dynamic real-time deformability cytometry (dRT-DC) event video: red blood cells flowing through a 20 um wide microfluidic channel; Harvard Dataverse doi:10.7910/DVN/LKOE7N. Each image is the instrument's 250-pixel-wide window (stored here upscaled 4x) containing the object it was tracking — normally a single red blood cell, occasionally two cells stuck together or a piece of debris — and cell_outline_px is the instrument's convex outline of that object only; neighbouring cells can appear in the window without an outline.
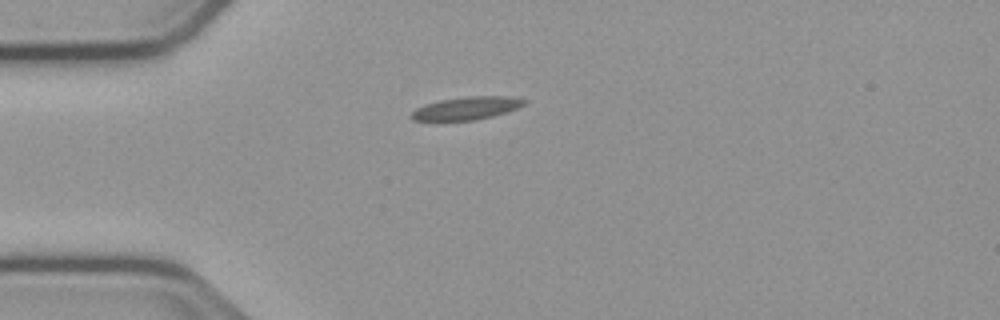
{"species": "common noctule bat (a hibernating species)", "species_latin": "Nyctalus noctula", "temperature_condition": "cold", "stored_images_in_passage": 41, "camera_frame_rate_fps": 3000, "um_per_image_px": 0.085, "animal": {"sex": "male", "body_mass_g": 23.1, "forearm_length_mm": 52.7}, "frame": {"image": 1, "passage_image": 1, "time_ms": 0.0, "image_size_px": [1000, 320], "cell_outline_px": [[528, 100], [524, 104], [516, 108], [492, 116], [476, 120], [412, 120], [408, 116], [416, 108], [424, 104], [440, 100], [468, 96], [508, 96]], "centroid_in_image_um": [39.62, 9.19], "position_along_channel_um": 45.4, "area_um2": 14.91}}
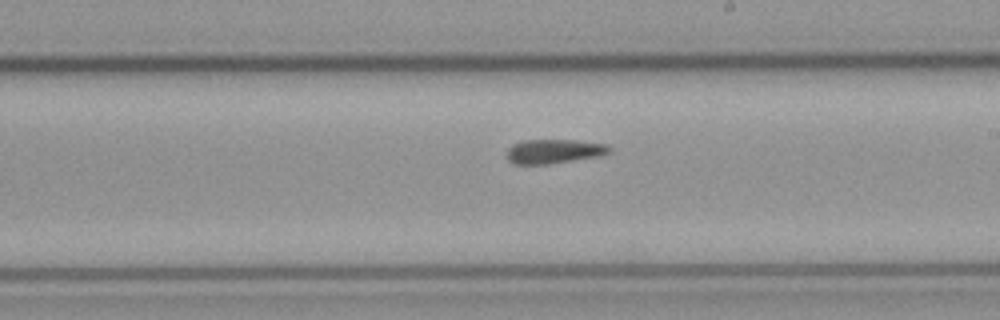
{"frame": {"image": 2, "passage_image": 18, "time_ms": 5.667, "image_size_px": [1000, 320], "cell_outline_px": [[612, 152], [604, 156], [548, 164], [516, 164], [508, 160], [508, 148], [512, 144], [524, 140], [576, 140], [608, 144], [612, 148]], "centroid_in_image_um": [47.18, 12.86], "position_along_channel_um": 241.8, "area_um2": 14.74}}
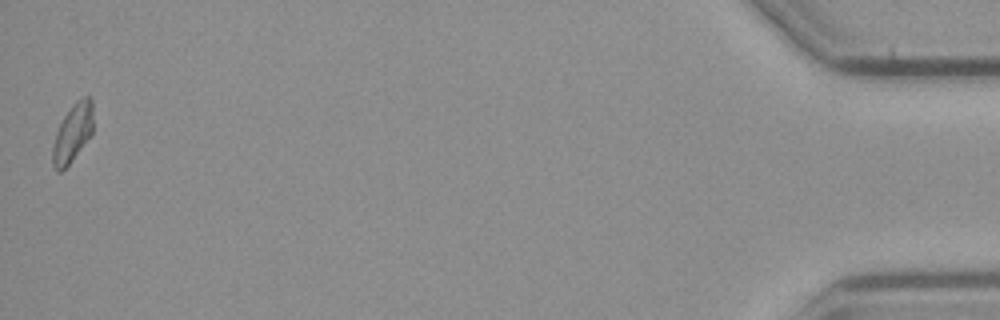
{"frame": {"image": 3, "passage_image": 41, "time_ms": 13.333, "image_size_px": [1000, 320], "cell_outline_px": [[92, 136], [68, 164], [60, 172], [56, 172], [52, 164], [52, 148], [56, 132], [64, 116], [72, 104], [76, 100], [84, 96], [92, 96]], "centroid_in_image_um": [6.18, 11.29], "position_along_channel_um": 429.0, "area_um2": 13.81}, "authors_computed_cell_mechanics": {"area_um2": 14.5656, "velocity_mm_per_s": 3.7617, "shape_relaxation_time_tau1_ms": null, "shape_relaxation_time_tau2_ms": 3.3731, "deformation_change_tau1": null, "deformation_change_tau2": 0.1027}}